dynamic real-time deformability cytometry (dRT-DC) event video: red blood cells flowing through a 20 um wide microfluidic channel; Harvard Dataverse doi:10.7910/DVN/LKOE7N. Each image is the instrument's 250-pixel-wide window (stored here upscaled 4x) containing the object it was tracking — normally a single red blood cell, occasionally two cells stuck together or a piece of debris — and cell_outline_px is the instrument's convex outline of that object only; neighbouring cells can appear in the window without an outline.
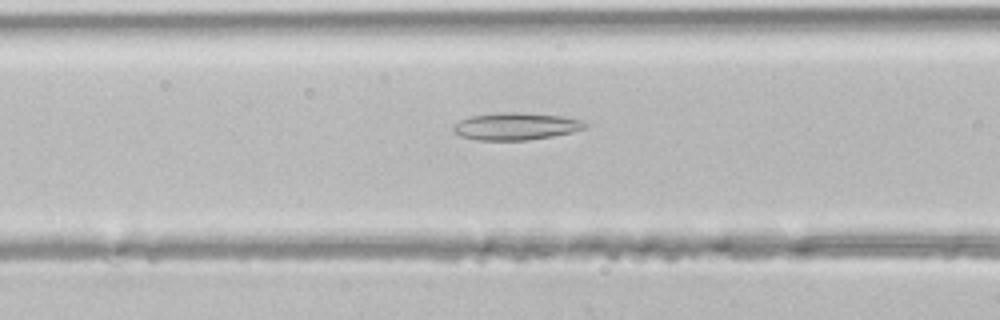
{"species": "common noctule bat (a hibernating species)", "species_latin": "Nyctalus noctula", "temperature_condition": "room temperature", "stored_images_in_passage": 40, "camera_frame_rate_fps": 3000, "um_per_image_px": 0.085, "animal": {"sex": "male", "body_mass_g": 21.5, "forearm_length_mm": 52.0}, "frame": {"image": 1, "passage_image": 15, "time_ms": 4.667, "image_size_px": [1000, 320], "cell_outline_px": [[588, 124], [584, 128], [572, 132], [552, 136], [528, 140], [476, 140], [460, 136], [452, 128], [460, 120], [468, 116], [500, 112], [520, 112], [560, 116], [584, 120]], "centroid_in_image_um": [43.85, 10.73], "position_along_channel_um": 122.8, "area_um2": 20.92}}
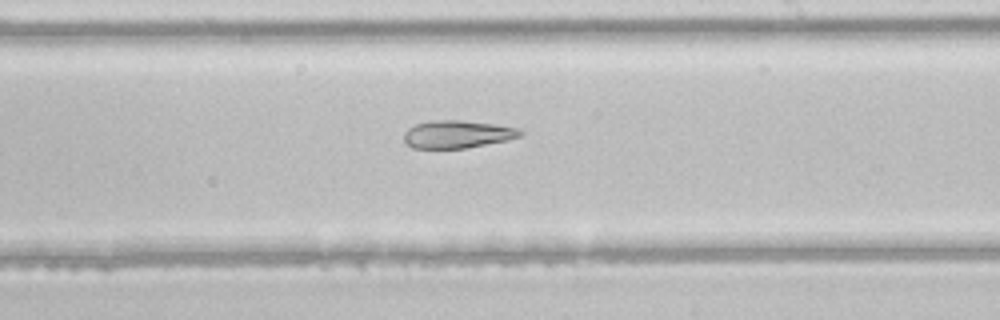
{"frame": {"image": 2, "passage_image": 23, "time_ms": 7.333, "image_size_px": [1000, 320], "cell_outline_px": [[524, 132], [520, 136], [508, 140], [464, 148], [412, 148], [404, 140], [404, 132], [408, 128], [416, 124], [432, 120], [460, 120], [492, 124], [520, 128]], "centroid_in_image_um": [38.88, 11.41], "position_along_channel_um": 250.1, "area_um2": 18.67}}
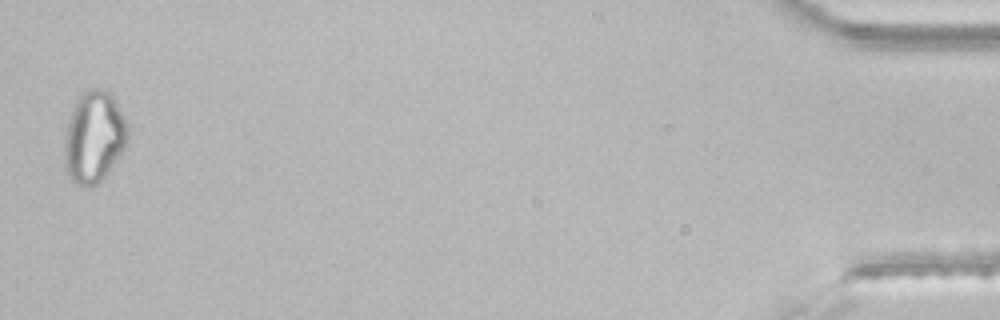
{"frame": {"image": 3, "passage_image": 40, "time_ms": 13.0, "image_size_px": [1000, 320], "cell_outline_px": [[128, 140], [124, 148], [104, 180], [88, 188], [84, 188], [76, 184], [72, 180], [64, 168], [64, 144], [68, 124], [72, 112], [80, 96], [88, 88], [104, 88], [112, 96], [124, 116], [128, 124]], "centroid_in_image_um": [8.0, 11.7], "position_along_channel_um": 427.2, "area_um2": 33.87}}